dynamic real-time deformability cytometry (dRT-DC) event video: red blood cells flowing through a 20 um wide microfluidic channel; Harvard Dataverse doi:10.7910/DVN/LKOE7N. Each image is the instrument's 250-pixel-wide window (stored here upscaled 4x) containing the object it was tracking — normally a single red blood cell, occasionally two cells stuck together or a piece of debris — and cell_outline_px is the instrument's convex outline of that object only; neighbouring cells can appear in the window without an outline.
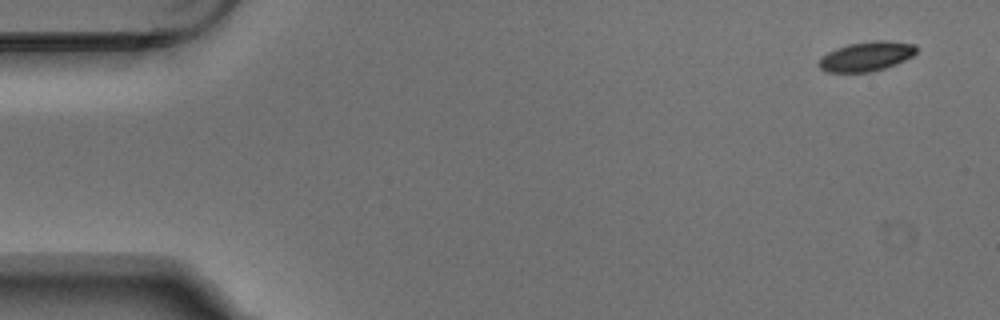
{"species": "Egyptian fruit bat (a non-hibernating species)", "species_latin": "Rousettus aegyptiacus", "temperature_condition": "warm", "stored_images_in_passage": 6, "camera_frame_rate_fps": 3000, "um_per_image_px": 0.085, "animal": {"sex": "male"}, "frame": {"image": 1, "passage_image": 1, "time_ms": 0.0, "image_size_px": [1000, 320], "cell_outline_px": [[916, 52], [912, 56], [896, 64], [884, 68], [868, 72], [828, 72], [820, 68], [816, 64], [828, 52], [836, 48], [848, 44], [872, 40], [884, 40], [916, 44]], "centroid_in_image_um": [73.64, 4.78], "position_along_channel_um": 11.4, "area_um2": 16.7}}
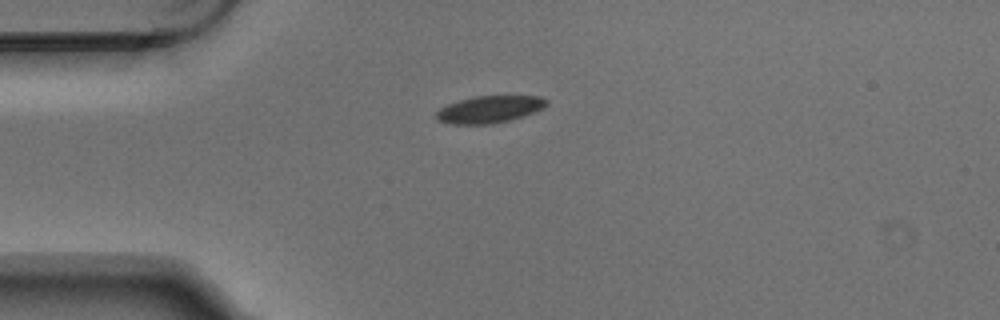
{"frame": {"image": 2, "passage_image": 4, "time_ms": 1.0, "image_size_px": [1000, 320], "cell_outline_px": [[548, 104], [532, 112], [508, 120], [492, 124], [452, 124], [440, 120], [436, 116], [436, 112], [440, 108], [448, 104], [460, 100], [476, 96], [540, 96], [548, 100]], "centroid_in_image_um": [41.59, 9.28], "position_along_channel_um": 43.4, "area_um2": 16.99}}
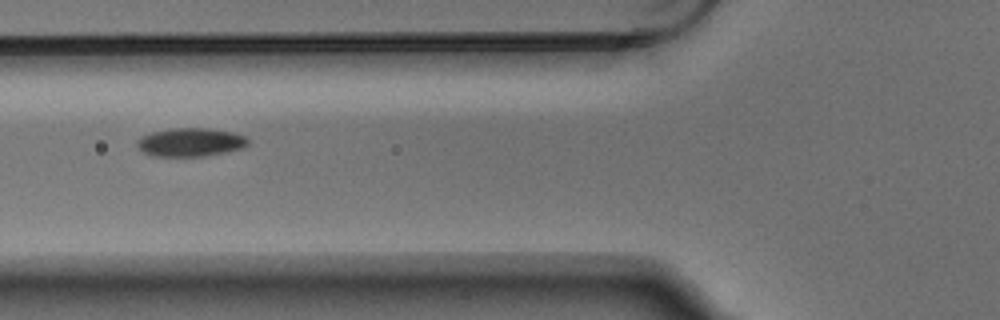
{"frame": {"image": 3, "passage_image": 6, "time_ms": 1.667, "image_size_px": [1000, 320], "cell_outline_px": [[248, 144], [244, 148], [204, 156], [152, 156], [144, 152], [136, 144], [136, 140], [140, 136], [152, 132], [172, 128], [208, 128], [232, 132], [244, 136], [248, 140]], "centroid_in_image_um": [16.17, 12.08], "position_along_channel_um": 109.6, "area_um2": 18.38}}